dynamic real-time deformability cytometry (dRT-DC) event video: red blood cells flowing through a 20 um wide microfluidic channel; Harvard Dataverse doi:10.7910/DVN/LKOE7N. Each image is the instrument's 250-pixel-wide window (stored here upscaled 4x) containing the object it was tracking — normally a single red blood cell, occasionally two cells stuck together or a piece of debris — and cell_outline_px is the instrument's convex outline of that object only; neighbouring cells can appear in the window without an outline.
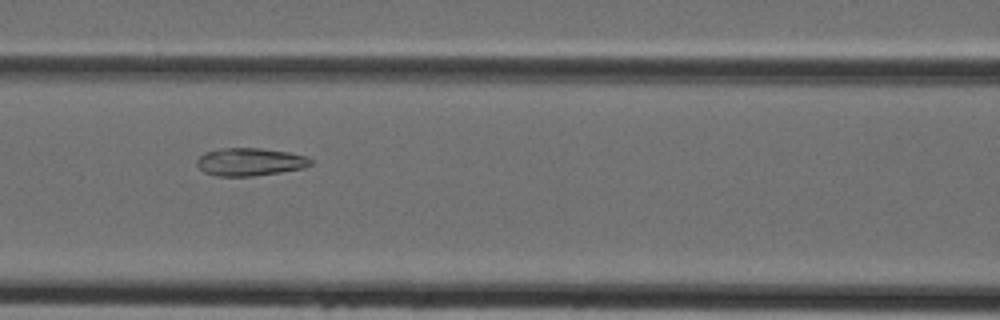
{"species": "Egyptian fruit bat (a non-hibernating species)", "species_latin": "Rousettus aegyptiacus", "temperature_condition": "cold", "stored_images_in_passage": 39, "camera_frame_rate_fps": 3000, "um_per_image_px": 0.085, "animal": {"sex": "female"}, "frame": {"image": 1, "passage_image": 14, "time_ms": 4.333, "image_size_px": [1000, 320], "cell_outline_px": [[312, 164], [304, 168], [280, 172], [252, 176], [216, 176], [204, 172], [196, 164], [196, 160], [204, 152], [220, 148], [260, 148], [288, 152], [308, 156], [312, 160]], "centroid_in_image_um": [21.24, 13.75], "position_along_channel_um": 145.4, "area_um2": 18.55}}
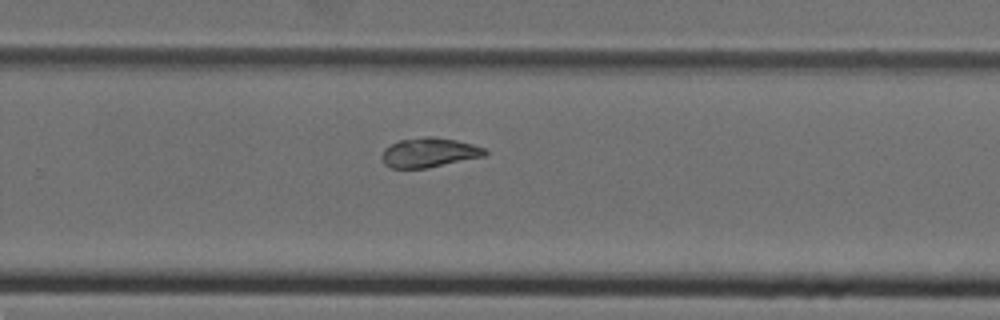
{"frame": {"image": 2, "passage_image": 24, "time_ms": 7.667, "image_size_px": [1000, 320], "cell_outline_px": [[488, 152], [484, 156], [428, 168], [392, 168], [384, 164], [380, 156], [384, 148], [400, 140], [424, 136], [432, 136], [456, 140], [472, 144], [484, 148]], "centroid_in_image_um": [36.45, 12.97], "position_along_channel_um": 293.4, "area_um2": 17.74}}
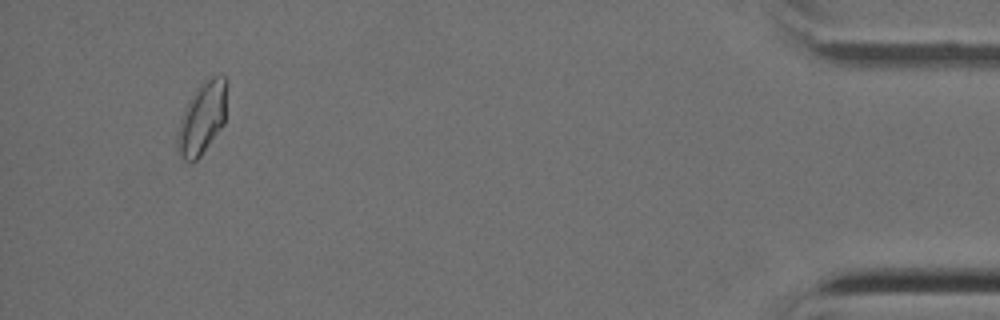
{"frame": {"image": 3, "passage_image": 37, "time_ms": 12.0, "image_size_px": [1000, 320], "cell_outline_px": [[228, 80], [224, 124], [200, 156], [196, 160], [188, 164], [180, 156], [176, 148], [176, 132], [184, 112], [196, 88], [204, 80], [212, 76], [224, 76]], "centroid_in_image_um": [17.19, 10.05], "position_along_channel_um": 418.0, "area_um2": 20.87}}